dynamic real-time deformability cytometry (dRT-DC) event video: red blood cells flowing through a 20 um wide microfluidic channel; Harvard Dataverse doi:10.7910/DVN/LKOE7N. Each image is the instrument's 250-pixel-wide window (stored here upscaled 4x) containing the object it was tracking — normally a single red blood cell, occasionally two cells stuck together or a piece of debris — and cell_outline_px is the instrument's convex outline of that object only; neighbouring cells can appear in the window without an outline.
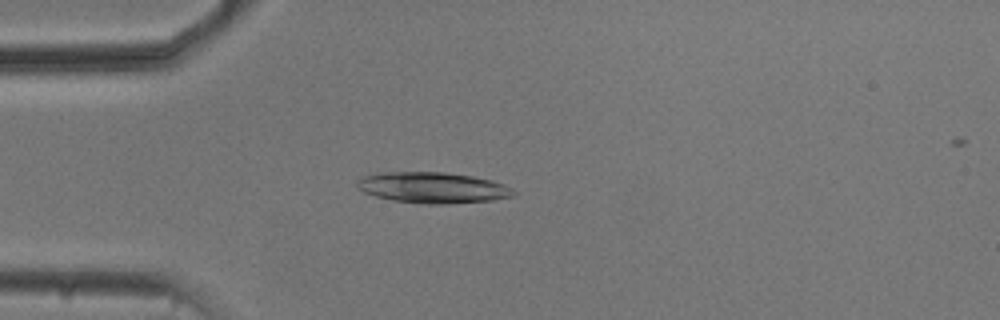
{"species": "common noctule bat (a hibernating species)", "species_latin": "Nyctalus noctula", "temperature_condition": "cold", "stored_images_in_passage": 53, "camera_frame_rate_fps": 3000, "um_per_image_px": 0.085, "animal": {"sex": "male", "body_mass_g": 20.5, "forearm_length_mm": 52.5}, "frame": {"image": 1, "passage_image": 14, "time_ms": 4.333, "image_size_px": [1000, 320], "cell_outline_px": [[516, 192], [512, 196], [492, 200], [444, 204], [420, 204], [392, 200], [376, 196], [364, 192], [356, 188], [356, 180], [364, 176], [380, 172], [444, 172], [472, 176], [492, 180], [504, 184], [512, 188]], "centroid_in_image_um": [36.76, 15.95], "position_along_channel_um": 48.2, "area_um2": 28.32}}
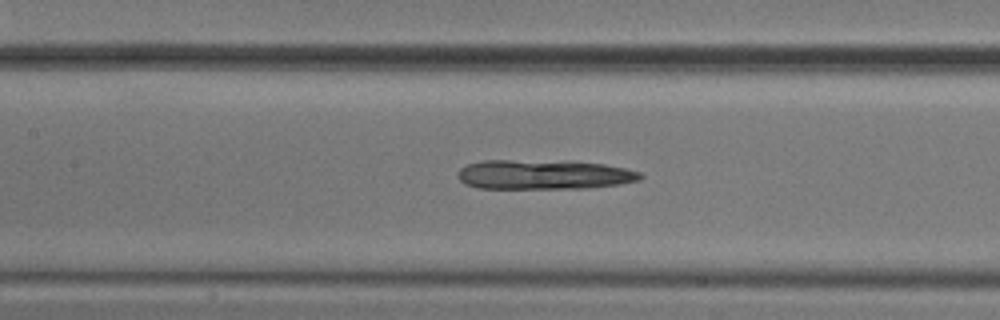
{"frame": {"image": 2, "passage_image": 24, "time_ms": 7.667, "image_size_px": [1000, 320], "cell_outline_px": [[644, 176], [640, 180], [620, 184], [588, 188], [480, 188], [464, 184], [456, 176], [460, 168], [468, 164], [484, 160], [572, 160], [604, 164], [624, 168], [640, 172]], "centroid_in_image_um": [46.24, 14.82], "position_along_channel_um": 161.2, "area_um2": 31.91}}
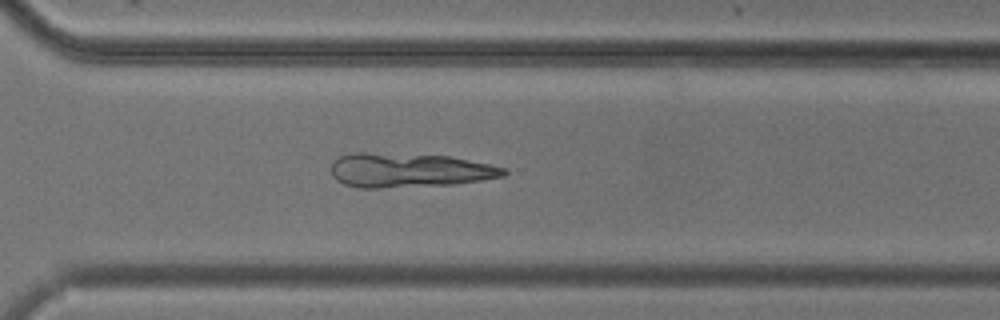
{"frame": {"image": 3, "passage_image": 38, "time_ms": 12.333, "image_size_px": [1000, 320], "cell_outline_px": [[508, 172], [504, 176], [480, 180], [452, 184], [380, 188], [356, 188], [344, 184], [336, 180], [332, 176], [332, 160], [340, 156], [352, 152], [364, 152], [448, 156], [508, 168]], "centroid_in_image_um": [34.72, 14.47], "position_along_channel_um": 335.9, "area_um2": 34.51}}